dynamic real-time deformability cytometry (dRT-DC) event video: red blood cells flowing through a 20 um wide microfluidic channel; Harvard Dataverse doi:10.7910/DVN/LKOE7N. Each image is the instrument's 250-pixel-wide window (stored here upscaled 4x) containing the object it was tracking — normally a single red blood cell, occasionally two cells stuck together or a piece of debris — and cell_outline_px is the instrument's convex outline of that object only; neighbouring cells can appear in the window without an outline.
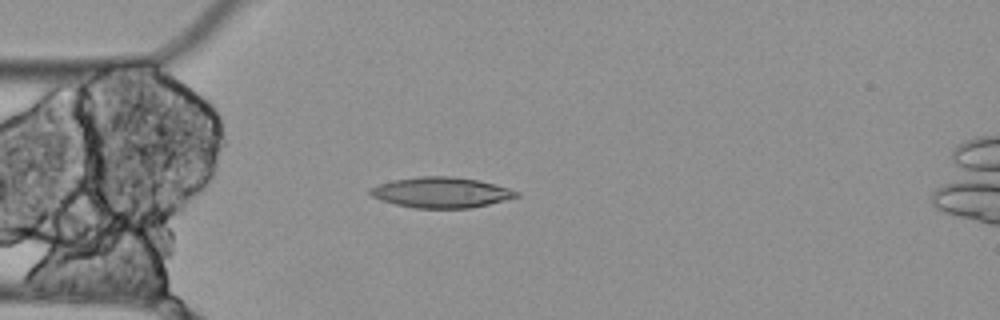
{"species": "Egyptian fruit bat (a non-hibernating species)", "species_latin": "Rousettus aegyptiacus", "temperature_condition": "cold", "stored_images_in_passage": 2, "camera_frame_rate_fps": 3000, "um_per_image_px": 0.085, "animal": {"sex": "female"}, "frame": {"image": 1, "passage_image": 1, "time_ms": 0.0, "image_size_px": [1000, 320], "cell_outline_px": [[520, 196], [488, 204], [468, 208], [416, 208], [396, 204], [380, 200], [372, 196], [368, 192], [368, 188], [380, 184], [396, 180], [420, 176], [452, 176], [476, 180], [508, 188], [520, 192]], "centroid_in_image_um": [37.48, 16.36], "position_along_channel_um": 47.5, "area_um2": 25.72}}